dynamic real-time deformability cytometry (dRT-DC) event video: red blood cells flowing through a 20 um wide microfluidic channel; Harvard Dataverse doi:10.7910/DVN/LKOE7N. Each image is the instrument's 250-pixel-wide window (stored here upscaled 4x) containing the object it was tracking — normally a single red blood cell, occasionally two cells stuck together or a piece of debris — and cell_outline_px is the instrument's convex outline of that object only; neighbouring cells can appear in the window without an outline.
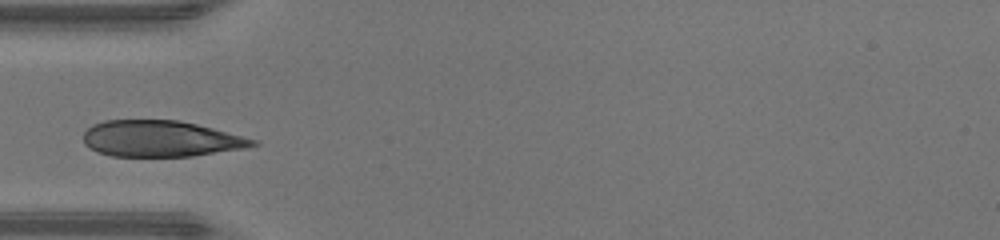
{"species": "human", "species_latin": "Homo sapiens", "temperature_condition": "warm", "stored_images_in_passage": 24, "camera_frame_rate_fps": 3000, "um_per_image_px": 0.085, "donor": {"sex": "male"}, "frame": {"image": 1, "passage_image": 1, "time_ms": 0.0, "image_size_px": [1000, 240], "cell_outline_px": [[260, 144], [244, 148], [192, 156], [112, 156], [100, 152], [84, 144], [84, 132], [92, 124], [104, 120], [180, 120], [212, 128], [256, 140]], "centroid_in_image_um": [13.64, 11.78], "position_along_channel_um": 71.4, "area_um2": 35.37}}
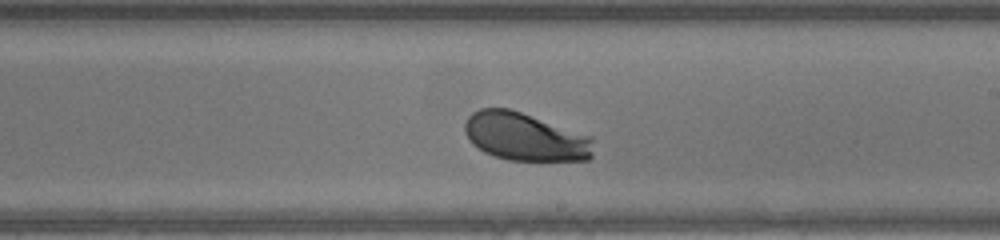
{"frame": {"image": 2, "passage_image": 13, "time_ms": 4.0, "image_size_px": [1000, 240], "cell_outline_px": [[592, 156], [588, 160], [508, 160], [484, 152], [472, 144], [468, 140], [464, 132], [464, 124], [468, 116], [472, 112], [480, 108], [508, 108], [592, 136]], "centroid_in_image_um": [44.59, 11.62], "position_along_channel_um": 244.4, "area_um2": 35.95}}
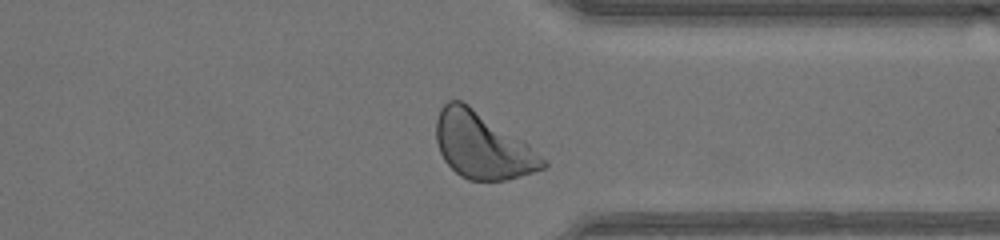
{"frame": {"image": 3, "passage_image": 22, "time_ms": 7.0, "image_size_px": [1000, 240], "cell_outline_px": [[548, 164], [544, 168], [520, 176], [504, 180], [468, 180], [460, 176], [444, 160], [440, 152], [436, 140], [436, 120], [440, 108], [448, 100], [460, 100], [468, 104], [528, 144], [548, 160]], "centroid_in_image_um": [40.99, 12.38], "position_along_channel_um": 370.4, "area_um2": 40.86}}